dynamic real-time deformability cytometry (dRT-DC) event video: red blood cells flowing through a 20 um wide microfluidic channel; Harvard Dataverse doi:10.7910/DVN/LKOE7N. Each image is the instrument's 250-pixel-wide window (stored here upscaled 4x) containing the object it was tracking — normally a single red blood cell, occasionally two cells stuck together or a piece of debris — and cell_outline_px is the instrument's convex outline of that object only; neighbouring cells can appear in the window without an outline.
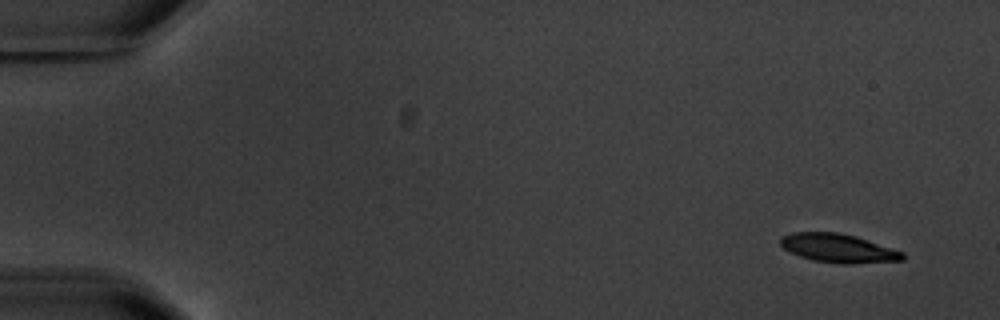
{"species": "common noctule bat (a hibernating species)", "species_latin": "Nyctalus noctula", "temperature_condition": "warm", "stored_images_in_passage": 4, "camera_frame_rate_fps": 3000, "um_per_image_px": 0.085, "animal": {"sex": "male", "body_mass_g": 20.1, "forearm_length_mm": 53.5}, "frame": {"image": 1, "passage_image": 1, "time_ms": 0.0, "image_size_px": [1000, 320], "cell_outline_px": [[904, 260], [852, 264], [840, 264], [812, 260], [800, 256], [784, 248], [780, 244], [780, 236], [792, 232], [840, 232], [856, 236], [904, 252]], "centroid_in_image_um": [71.25, 21.09], "position_along_channel_um": 13.7, "area_um2": 20.52}}
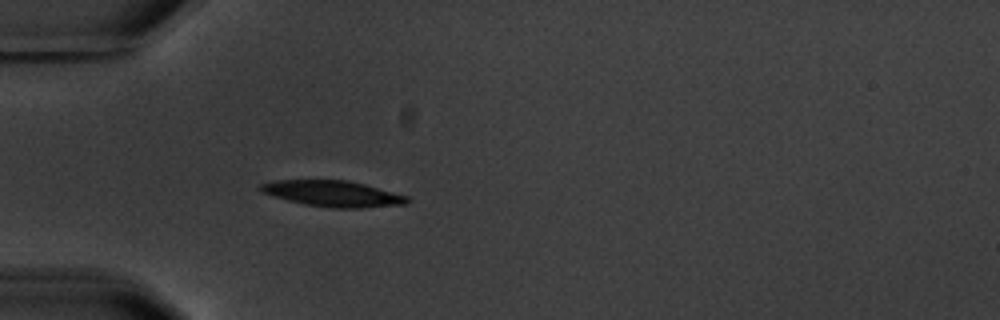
{"frame": {"image": 2, "passage_image": 4, "time_ms": 4.667, "image_size_px": [1000, 320], "cell_outline_px": [[408, 204], [360, 208], [332, 208], [304, 204], [272, 196], [260, 192], [260, 184], [276, 180], [348, 180], [364, 184], [408, 196]], "centroid_in_image_um": [28.28, 16.46], "position_along_channel_um": 56.7, "area_um2": 22.14}}